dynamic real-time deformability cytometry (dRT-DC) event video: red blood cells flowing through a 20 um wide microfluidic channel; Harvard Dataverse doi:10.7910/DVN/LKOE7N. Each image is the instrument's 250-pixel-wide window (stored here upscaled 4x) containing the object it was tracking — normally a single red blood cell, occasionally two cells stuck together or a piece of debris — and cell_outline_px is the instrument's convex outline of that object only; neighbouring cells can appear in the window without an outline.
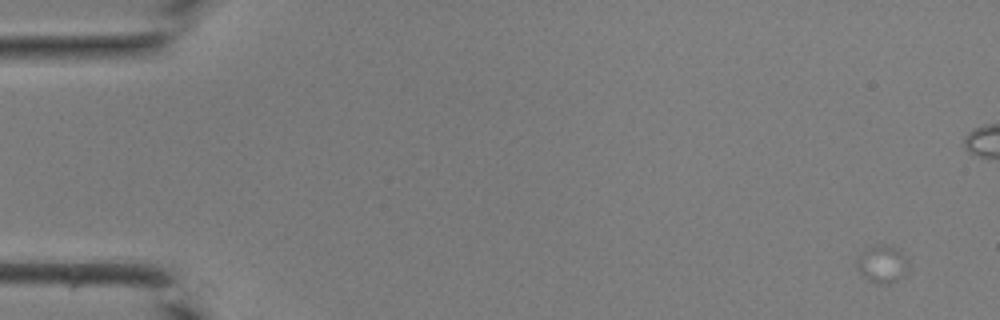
{"species": "common noctule bat (a hibernating species)", "species_latin": "Nyctalus noctula", "temperature_condition": "room temperature", "stored_images_in_passage": 13, "camera_frame_rate_fps": 3000, "um_per_image_px": 0.085, "animal": {"sex": "male", "body_mass_g": 19.0, "forearm_length_mm": 50.8}, "frame": {"image": 1, "passage_image": 1, "time_ms": 0.0, "image_size_px": [1000, 320], "cell_outline_px": [[900, 276], [896, 280], [888, 284], [880, 284], [868, 280], [860, 276], [856, 264], [856, 256], [860, 252], [876, 244], [884, 244], [900, 252]], "centroid_in_image_um": [74.74, 22.45], "position_along_channel_um": 10.3, "area_um2": 10.29}}